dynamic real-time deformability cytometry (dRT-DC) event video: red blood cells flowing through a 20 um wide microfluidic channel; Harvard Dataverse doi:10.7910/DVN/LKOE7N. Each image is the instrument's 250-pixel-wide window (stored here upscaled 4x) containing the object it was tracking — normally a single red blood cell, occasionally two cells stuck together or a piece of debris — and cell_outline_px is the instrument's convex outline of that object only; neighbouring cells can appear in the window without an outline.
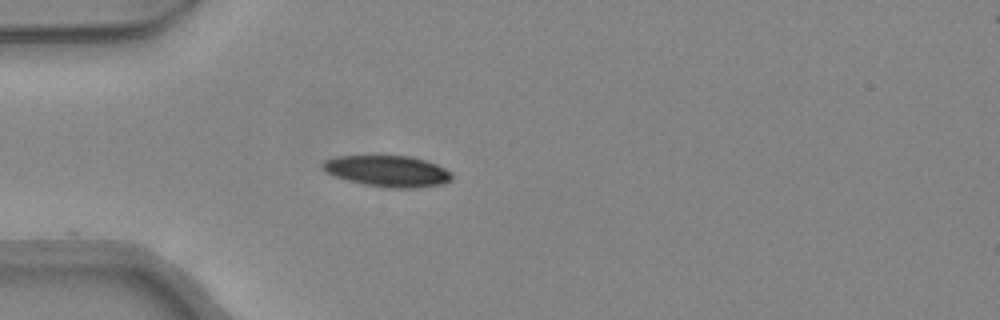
{"species": "common noctule bat (a hibernating species)", "species_latin": "Nyctalus noctula", "temperature_condition": "warm", "stored_images_in_passage": 34, "camera_frame_rate_fps": 3000, "um_per_image_px": 0.085, "animal": {"sex": "female", "body_mass_g": 24.6, "forearm_length_mm": 56.2}, "frame": {"image": 1, "passage_image": 1, "time_ms": 0.0, "image_size_px": [1000, 320], "cell_outline_px": [[452, 180], [444, 184], [412, 188], [388, 188], [364, 184], [348, 180], [324, 172], [320, 168], [320, 164], [324, 160], [336, 156], [412, 156], [436, 164], [452, 172]], "centroid_in_image_um": [32.93, 14.54], "position_along_channel_um": 52.1, "area_um2": 23.64}}
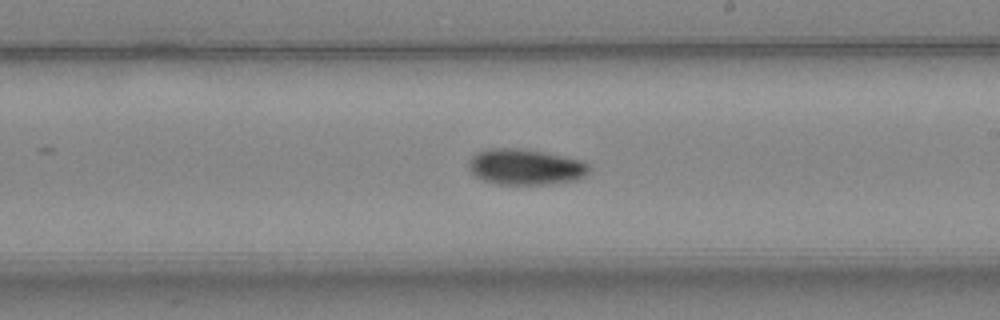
{"frame": {"image": 2, "passage_image": 15, "time_ms": 4.667, "image_size_px": [1000, 320], "cell_outline_px": [[588, 172], [584, 176], [576, 180], [548, 184], [496, 184], [484, 180], [476, 176], [468, 168], [468, 160], [476, 152], [492, 148], [516, 148], [544, 152], [580, 160], [588, 164]], "centroid_in_image_um": [44.62, 14.19], "position_along_channel_um": 244.4, "area_um2": 24.97}}
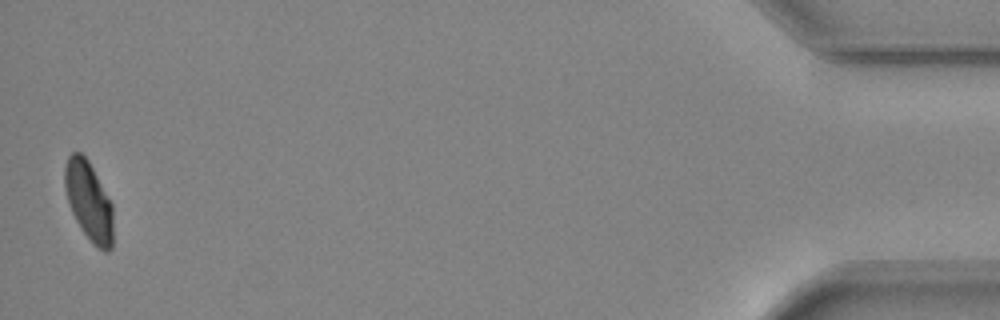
{"frame": {"image": 3, "passage_image": 34, "time_ms": 11.0, "image_size_px": [1000, 320], "cell_outline_px": [[112, 248], [108, 252], [104, 252], [92, 244], [76, 220], [72, 212], [68, 200], [64, 184], [64, 164], [68, 156], [72, 152], [80, 152], [88, 160], [112, 204]], "centroid_in_image_um": [7.54, 17.09], "position_along_channel_um": 427.7, "area_um2": 22.14}, "authors_computed_cell_mechanics": {"area_um2": 24.2182, "velocity_mm_per_s": 4.3588, "shape_relaxation_time_tau1_ms": 4.5591, "shape_relaxation_time_tau2_ms": 8.6677, "deformation_change_tau1": 0.148, "deformation_change_tau2": 0.1412}}